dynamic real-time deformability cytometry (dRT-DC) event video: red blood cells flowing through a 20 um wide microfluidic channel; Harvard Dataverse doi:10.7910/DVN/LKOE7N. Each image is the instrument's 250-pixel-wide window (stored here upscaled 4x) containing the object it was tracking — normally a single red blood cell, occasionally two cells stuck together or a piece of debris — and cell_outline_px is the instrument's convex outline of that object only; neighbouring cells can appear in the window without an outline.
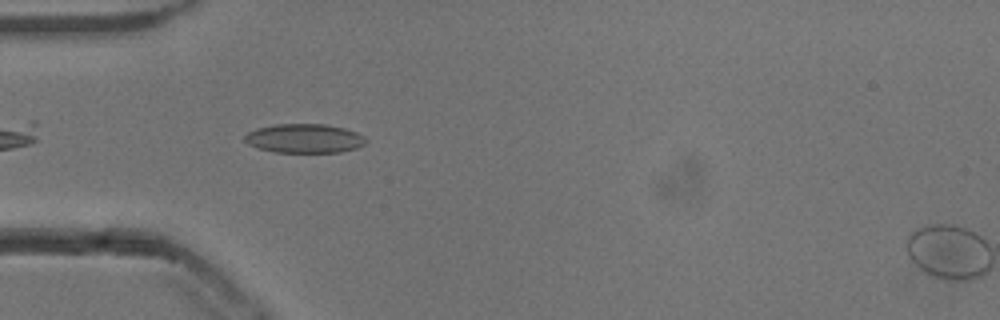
{"species": "common noctule bat (a hibernating species)", "species_latin": "Nyctalus noctula", "temperature_condition": "cold", "stored_images_in_passage": 4, "segment_of_instrument_passage": [1, 2], "camera_frame_rate_fps": 3000, "um_per_image_px": 0.085, "animal": {"sex": "male", "body_mass_g": 13.3}, "frame": {"image": 1, "passage_image": 3, "time_ms": 0.667, "image_size_px": [1000, 320], "cell_outline_px": [[368, 140], [364, 144], [356, 148], [340, 152], [276, 152], [260, 148], [248, 144], [244, 140], [244, 136], [248, 132], [256, 128], [276, 124], [324, 124], [344, 128], [356, 132], [364, 136]], "centroid_in_image_um": [25.88, 11.76], "position_along_channel_um": 59.1, "area_um2": 20.46}}